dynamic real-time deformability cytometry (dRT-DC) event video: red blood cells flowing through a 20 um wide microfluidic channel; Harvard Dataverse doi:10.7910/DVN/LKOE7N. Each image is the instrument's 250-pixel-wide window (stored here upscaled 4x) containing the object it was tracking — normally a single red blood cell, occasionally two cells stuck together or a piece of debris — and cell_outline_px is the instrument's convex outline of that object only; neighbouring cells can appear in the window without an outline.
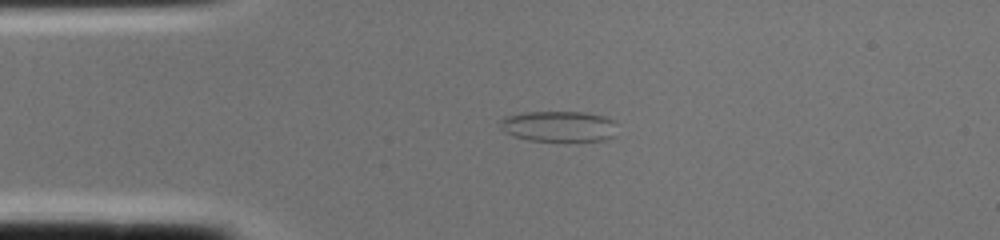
{"species": "common noctule bat (a hibernating species)", "species_latin": "Nyctalus noctula", "temperature_condition": "cold", "stored_images_in_passage": 1, "camera_frame_rate_fps": 3000, "um_per_image_px": 0.085, "animal": {"sex": "female", "body_mass_g": 22.0, "forearm_length_mm": 56.7}, "frame": {"image": 1, "passage_image": 1, "time_ms": 0.0, "image_size_px": [1000, 240], "cell_outline_px": [[616, 136], [604, 140], [528, 140], [512, 136], [504, 132], [500, 128], [500, 120], [504, 116], [524, 112], [584, 112], [604, 116], [612, 120], [616, 124]], "centroid_in_image_um": [47.48, 10.73], "position_along_channel_um": 37.5, "area_um2": 21.04}}